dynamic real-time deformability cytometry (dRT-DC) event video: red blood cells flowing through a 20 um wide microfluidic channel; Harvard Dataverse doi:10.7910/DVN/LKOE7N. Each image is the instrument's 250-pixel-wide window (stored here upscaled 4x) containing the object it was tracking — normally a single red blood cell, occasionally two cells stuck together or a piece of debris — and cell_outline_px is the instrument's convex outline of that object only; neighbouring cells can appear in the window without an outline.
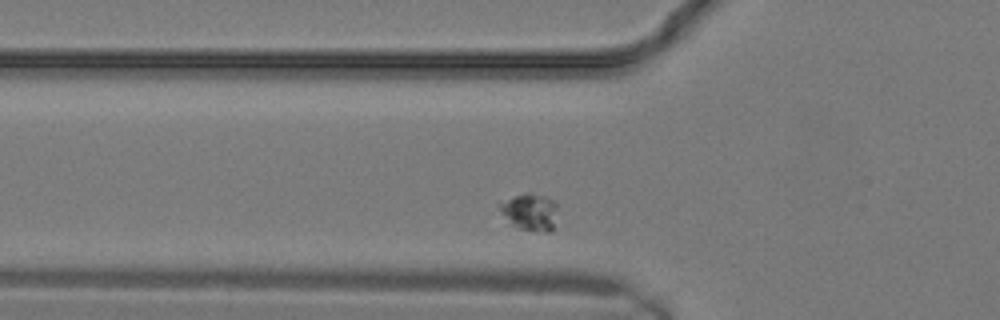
{"species": "common noctule bat (a hibernating species)", "species_latin": "Nyctalus noctula", "temperature_condition": "warm", "stored_images_in_passage": 22, "segment_of_instrument_passage": [1, 2], "camera_frame_rate_fps": 3000, "um_per_image_px": 0.085, "animal": {"sex": "male", "body_mass_g": 19.2, "forearm_length_mm": 51.8}, "frame": {"image": 1, "passage_image": 3, "time_ms": 0.667, "image_size_px": [1000, 320], "cell_outline_px": [[556, 208], [552, 232], [532, 232], [516, 228], [500, 212], [496, 204], [512, 196], [528, 192], [544, 196], [552, 200], [556, 204]], "centroid_in_image_um": [45.0, 18.03], "position_along_channel_um": 80.8, "area_um2": 12.66}}
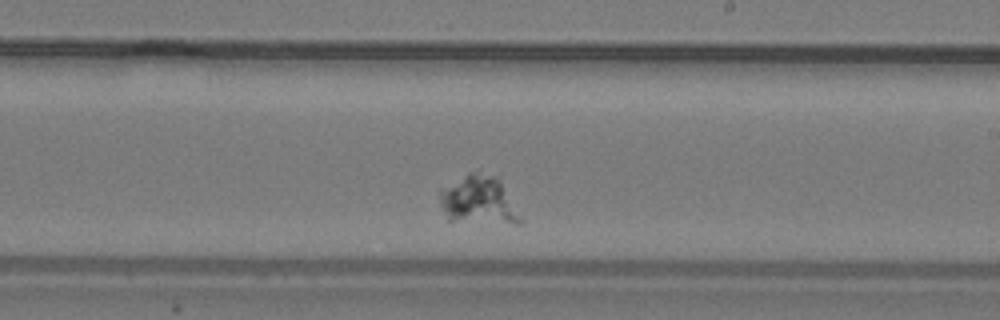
{"frame": {"image": 2, "passage_image": 10, "time_ms": 3.0, "image_size_px": [1000, 320], "cell_outline_px": [[524, 220], [520, 224], [516, 224], [448, 220], [440, 204], [440, 192], [468, 172], [480, 168], [492, 176], [500, 184]], "centroid_in_image_um": [40.68, 17.03], "position_along_channel_um": 248.3, "area_um2": 22.31}}
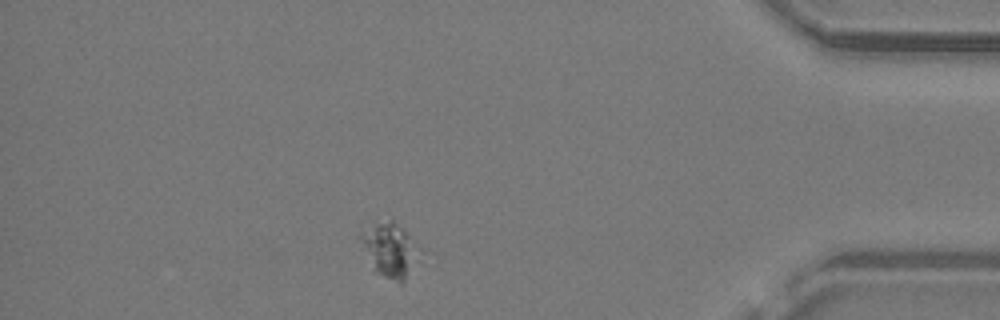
{"frame": {"image": 3, "passage_image": 18, "time_ms": 5.667, "image_size_px": [1000, 320], "cell_outline_px": [[424, 252], [404, 280], [400, 284], [376, 272], [364, 244], [364, 236], [372, 220], [392, 220]], "centroid_in_image_um": [33.24, 21.25], "position_along_channel_um": 402.0, "area_um2": 17.63}}